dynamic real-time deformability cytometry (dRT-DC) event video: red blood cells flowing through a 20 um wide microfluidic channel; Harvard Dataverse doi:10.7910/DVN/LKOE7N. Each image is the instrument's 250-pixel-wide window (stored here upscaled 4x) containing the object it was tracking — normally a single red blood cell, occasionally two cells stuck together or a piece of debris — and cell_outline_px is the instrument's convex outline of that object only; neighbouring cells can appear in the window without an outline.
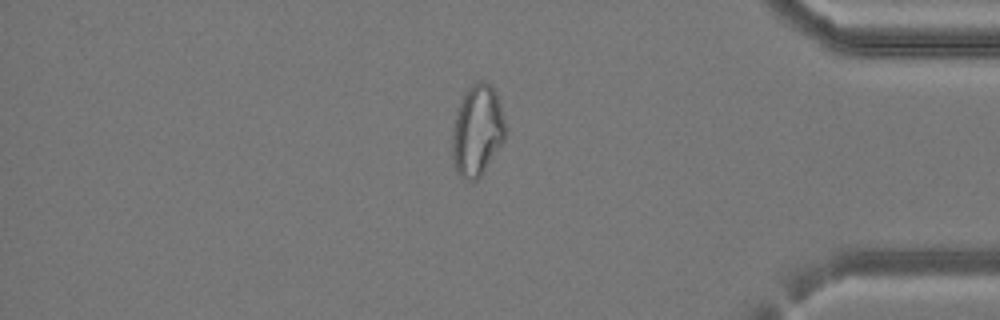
{"species": "common noctule bat (a hibernating species)", "species_latin": "Nyctalus noctula", "temperature_condition": "cold", "stored_images_in_passage": 40, "camera_frame_rate_fps": 3000, "um_per_image_px": 0.085, "animal": {"sex": "female", "body_mass_g": 24.6, "forearm_length_mm": 56.2}, "frame": {"image": 1, "passage_image": 34, "time_ms": 11.0, "image_size_px": [1000, 320], "cell_outline_px": [[508, 132], [504, 140], [480, 176], [476, 180], [464, 180], [456, 172], [452, 156], [452, 132], [456, 112], [468, 88], [476, 80], [484, 80], [496, 92], [500, 104]], "centroid_in_image_um": [40.57, 11.1], "position_along_channel_um": 394.6, "area_um2": 28.21}}